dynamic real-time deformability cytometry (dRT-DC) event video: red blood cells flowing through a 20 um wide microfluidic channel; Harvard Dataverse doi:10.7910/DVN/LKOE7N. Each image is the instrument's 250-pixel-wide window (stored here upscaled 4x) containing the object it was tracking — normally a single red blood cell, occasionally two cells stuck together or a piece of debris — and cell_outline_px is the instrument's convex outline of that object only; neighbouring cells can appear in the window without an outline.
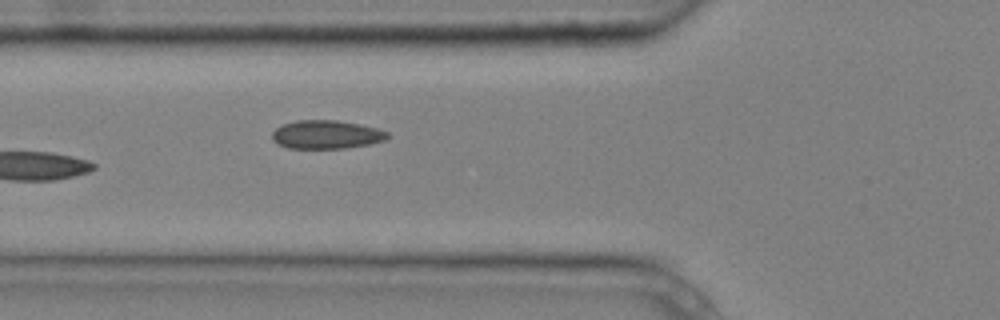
{"species": "common noctule bat (a hibernating species)", "species_latin": "Nyctalus noctula", "temperature_condition": "cold", "stored_images_in_passage": 5, "camera_frame_rate_fps": 3000, "um_per_image_px": 0.085, "animal": {"sex": "male", "body_mass_g": 20.4}, "frame": {"image": 1, "passage_image": 5, "time_ms": 1.333, "image_size_px": [1000, 320], "cell_outline_px": [[388, 136], [384, 140], [368, 144], [344, 148], [288, 148], [276, 144], [272, 140], [272, 132], [276, 128], [284, 124], [296, 120], [336, 120], [360, 124], [376, 128], [388, 132]], "centroid_in_image_um": [27.69, 11.43], "position_along_channel_um": 98.1, "area_um2": 19.07}}